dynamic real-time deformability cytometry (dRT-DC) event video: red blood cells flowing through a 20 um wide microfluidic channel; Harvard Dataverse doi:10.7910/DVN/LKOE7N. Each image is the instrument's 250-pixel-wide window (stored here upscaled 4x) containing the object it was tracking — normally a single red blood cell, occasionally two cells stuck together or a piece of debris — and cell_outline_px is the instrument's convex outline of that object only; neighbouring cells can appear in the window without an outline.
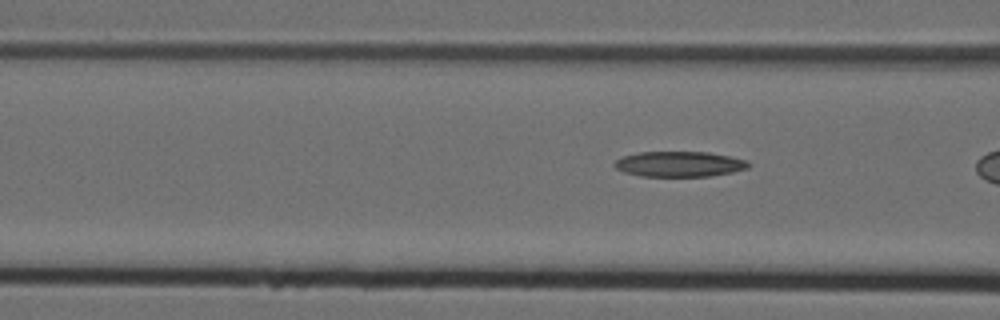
{"species": "Egyptian fruit bat (a non-hibernating species)", "species_latin": "Rousettus aegyptiacus", "temperature_condition": "cold", "stored_images_in_passage": 7, "segment_of_instrument_passage": [2, 2], "camera_frame_rate_fps": 3000, "um_per_image_px": 0.085, "animal": {"sex": "female"}, "frame": {"image": 1, "passage_image": 7, "time_ms": 2.0, "image_size_px": [1000, 320], "cell_outline_px": [[752, 164], [748, 168], [732, 172], [712, 176], [640, 176], [624, 172], [616, 168], [612, 164], [616, 160], [624, 156], [640, 152], [708, 152], [748, 160]], "centroid_in_image_um": [57.77, 13.95], "position_along_channel_um": 108.8, "area_um2": 19.83}}